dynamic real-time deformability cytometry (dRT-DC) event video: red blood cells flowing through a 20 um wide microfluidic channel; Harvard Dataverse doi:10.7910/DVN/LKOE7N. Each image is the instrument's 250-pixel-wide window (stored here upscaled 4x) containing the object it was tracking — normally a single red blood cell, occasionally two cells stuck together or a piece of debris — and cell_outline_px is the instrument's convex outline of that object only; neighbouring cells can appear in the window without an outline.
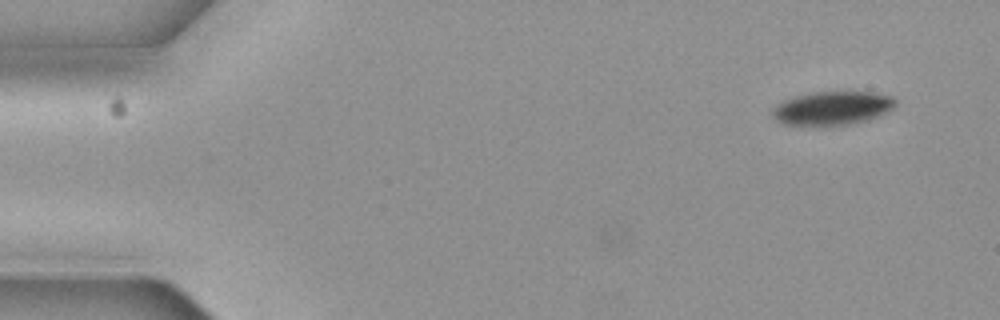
{"species": "common noctule bat (a hibernating species)", "species_latin": "Nyctalus noctula", "temperature_condition": "cold", "stored_images_in_passage": 3, "camera_frame_rate_fps": 3000, "um_per_image_px": 0.085, "animal": {"sex": "female", "body_mass_g": 19.3, "forearm_length_mm": 54.1}, "frame": {"image": 1, "passage_image": 3, "time_ms": 0.667, "image_size_px": [1000, 320], "cell_outline_px": [[896, 104], [892, 108], [876, 116], [864, 120], [848, 124], [780, 124], [772, 116], [772, 112], [776, 104], [792, 96], [812, 92], [872, 92], [892, 96], [896, 100]], "centroid_in_image_um": [70.7, 9.16], "position_along_channel_um": 14.3, "area_um2": 23.64}}